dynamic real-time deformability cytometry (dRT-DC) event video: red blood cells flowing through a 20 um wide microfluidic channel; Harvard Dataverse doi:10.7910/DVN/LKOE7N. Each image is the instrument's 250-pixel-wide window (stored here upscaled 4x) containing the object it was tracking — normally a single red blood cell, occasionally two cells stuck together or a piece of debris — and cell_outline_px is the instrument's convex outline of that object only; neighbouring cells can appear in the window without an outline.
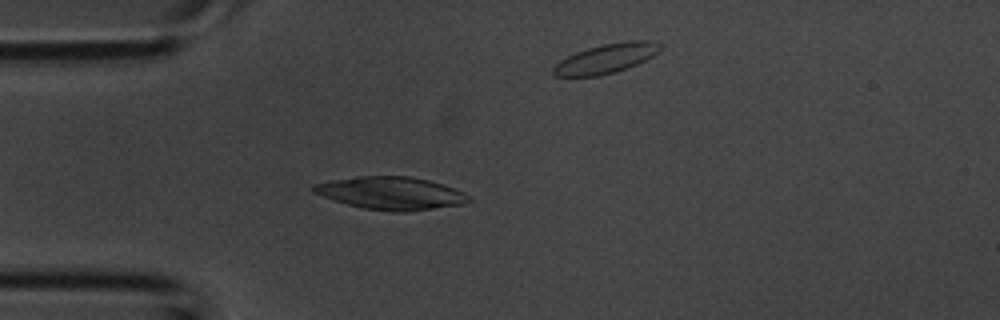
{"species": "common noctule bat (a hibernating species)", "species_latin": "Nyctalus noctula", "temperature_condition": "room temperature", "stored_images_in_passage": 3, "camera_frame_rate_fps": 3000, "um_per_image_px": 0.085, "animal": {"sex": "male", "body_mass_g": 20.1, "forearm_length_mm": 53.5}, "frame": {"image": 1, "passage_image": 2, "time_ms": 0.333, "image_size_px": [1000, 320], "cell_outline_px": [[472, 200], [464, 204], [404, 212], [392, 212], [364, 208], [348, 204], [312, 192], [308, 188], [312, 184], [332, 180], [356, 176], [412, 176], [444, 184], [464, 192], [472, 196]], "centroid_in_image_um": [33.26, 16.41], "position_along_channel_um": 51.7, "area_um2": 29.77}}